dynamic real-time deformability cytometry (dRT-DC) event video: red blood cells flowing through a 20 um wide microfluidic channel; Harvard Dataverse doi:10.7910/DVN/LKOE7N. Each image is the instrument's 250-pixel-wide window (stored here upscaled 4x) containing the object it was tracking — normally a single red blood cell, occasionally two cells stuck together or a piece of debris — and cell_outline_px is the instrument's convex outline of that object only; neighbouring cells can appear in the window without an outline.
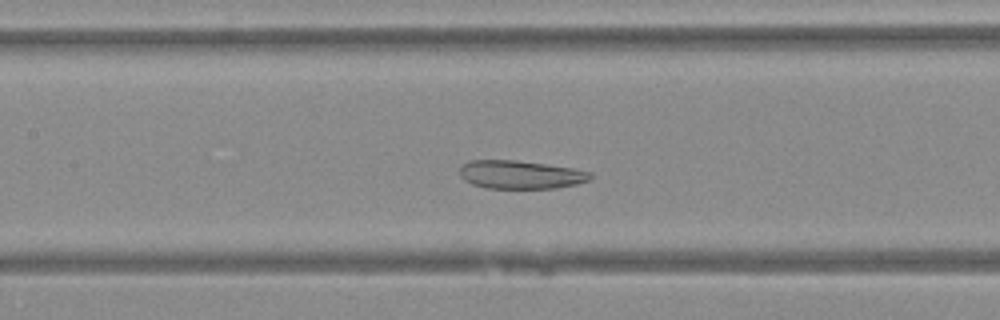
{"species": "Egyptian fruit bat (a non-hibernating species)", "species_latin": "Rousettus aegyptiacus", "temperature_condition": "warm", "stored_images_in_passage": 44, "camera_frame_rate_fps": 3000, "um_per_image_px": 0.085, "animal": {"sex": "female"}, "frame": {"image": 1, "passage_image": 17, "time_ms": 5.333, "image_size_px": [1000, 320], "cell_outline_px": [[592, 176], [588, 180], [576, 184], [556, 188], [484, 188], [472, 184], [464, 180], [460, 176], [460, 164], [468, 160], [516, 160], [572, 168], [592, 172]], "centroid_in_image_um": [44.19, 14.84], "position_along_channel_um": 163.2, "area_um2": 21.62}}
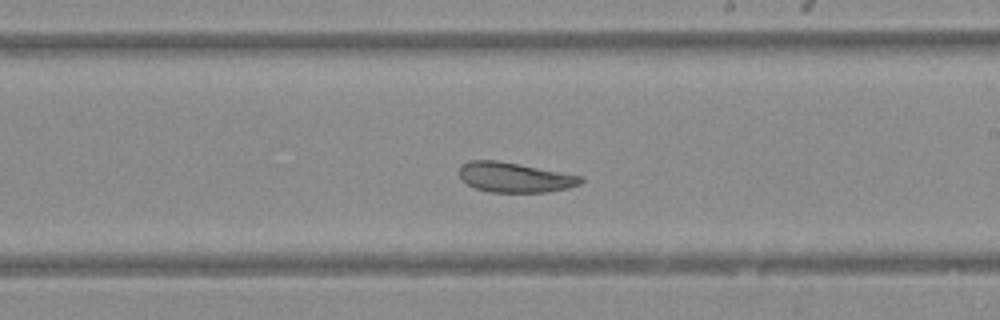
{"frame": {"image": 2, "passage_image": 23, "time_ms": 7.333, "image_size_px": [1000, 320], "cell_outline_px": [[584, 180], [580, 184], [568, 188], [548, 192], [488, 192], [476, 188], [460, 180], [460, 164], [468, 160], [496, 160], [584, 176]], "centroid_in_image_um": [43.74, 15.07], "position_along_channel_um": 245.3, "area_um2": 21.27}}
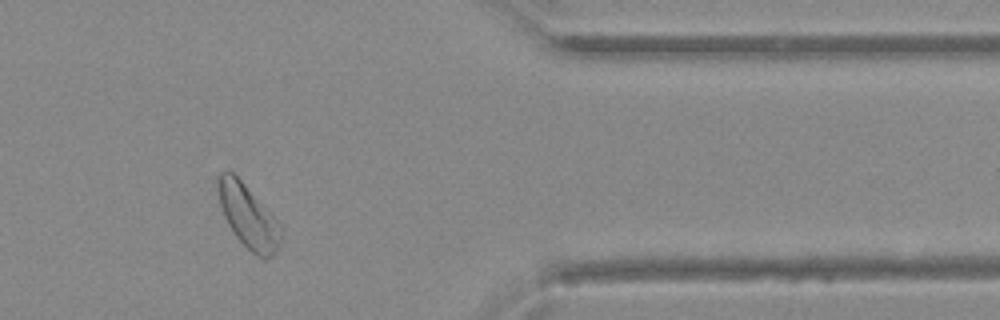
{"frame": {"image": 3, "passage_image": 35, "time_ms": 11.333, "image_size_px": [1000, 320], "cell_outline_px": [[280, 244], [272, 256], [264, 260], [256, 256], [236, 236], [228, 224], [224, 216], [220, 204], [216, 188], [216, 176], [220, 172], [228, 168], [272, 212], [280, 224]], "centroid_in_image_um": [21.07, 18.35], "position_along_channel_um": 390.3, "area_um2": 23.35}}